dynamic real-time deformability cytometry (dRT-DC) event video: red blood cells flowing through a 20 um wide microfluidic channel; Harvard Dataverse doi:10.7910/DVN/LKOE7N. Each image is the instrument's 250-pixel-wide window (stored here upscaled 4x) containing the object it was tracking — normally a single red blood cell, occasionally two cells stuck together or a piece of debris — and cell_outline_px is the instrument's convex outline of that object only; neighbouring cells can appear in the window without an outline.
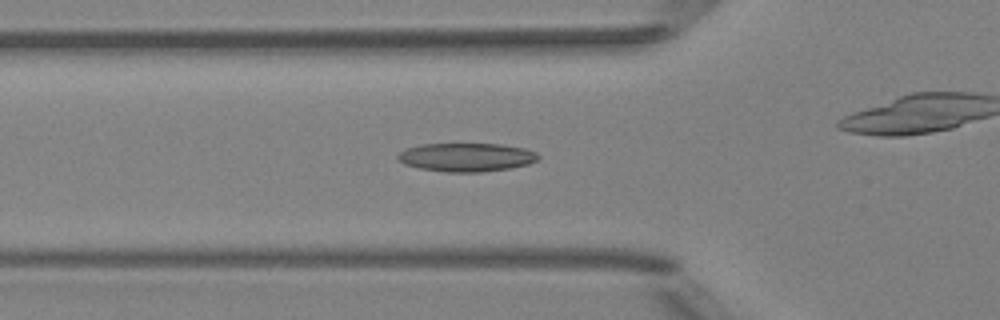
{"species": "Egyptian fruit bat (a non-hibernating species)", "species_latin": "Rousettus aegyptiacus", "temperature_condition": "room temperature", "stored_images_in_passage": 39, "camera_frame_rate_fps": 3000, "um_per_image_px": 0.085, "animal": {"sex": "female"}, "frame": {"image": 1, "passage_image": 5, "time_ms": 1.333, "image_size_px": [1000, 320], "cell_outline_px": [[540, 156], [536, 160], [528, 164], [512, 168], [480, 172], [448, 172], [420, 168], [404, 164], [396, 156], [404, 148], [420, 144], [500, 144], [524, 148], [536, 152]], "centroid_in_image_um": [39.64, 13.36], "position_along_channel_um": 86.2, "area_um2": 23.35}}
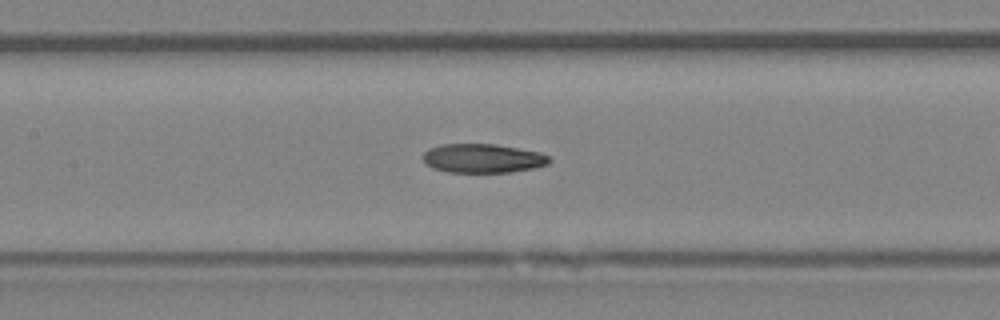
{"frame": {"image": 2, "passage_image": 11, "time_ms": 3.333, "image_size_px": [1000, 320], "cell_outline_px": [[552, 160], [548, 164], [532, 168], [508, 172], [448, 172], [432, 168], [424, 160], [424, 152], [428, 148], [440, 144], [496, 144], [540, 152], [548, 156]], "centroid_in_image_um": [41.03, 13.45], "position_along_channel_um": 166.4, "area_um2": 21.27}}
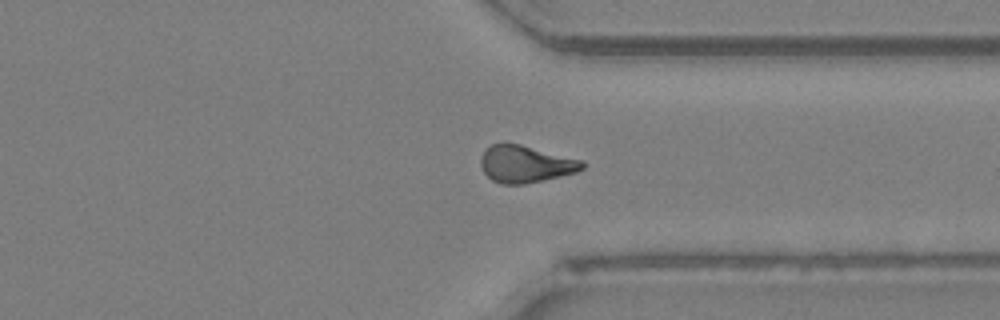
{"frame": {"image": 3, "passage_image": 26, "time_ms": 8.333, "image_size_px": [1000, 320], "cell_outline_px": [[584, 168], [576, 172], [560, 176], [524, 184], [504, 184], [492, 180], [484, 172], [480, 164], [480, 156], [484, 148], [492, 144], [520, 144], [584, 160]], "centroid_in_image_um": [44.66, 13.93], "position_along_channel_um": 366.7, "area_um2": 21.91}, "authors_computed_cell_mechanics": {"area_um2": 21.6172, "velocity_mm_per_s": 4.0087, "shape_relaxation_time_tau1_ms": null, "shape_relaxation_time_tau2_ms": 4.0707, "deformation_change_tau1": null, "deformation_change_tau2": 0.103}}